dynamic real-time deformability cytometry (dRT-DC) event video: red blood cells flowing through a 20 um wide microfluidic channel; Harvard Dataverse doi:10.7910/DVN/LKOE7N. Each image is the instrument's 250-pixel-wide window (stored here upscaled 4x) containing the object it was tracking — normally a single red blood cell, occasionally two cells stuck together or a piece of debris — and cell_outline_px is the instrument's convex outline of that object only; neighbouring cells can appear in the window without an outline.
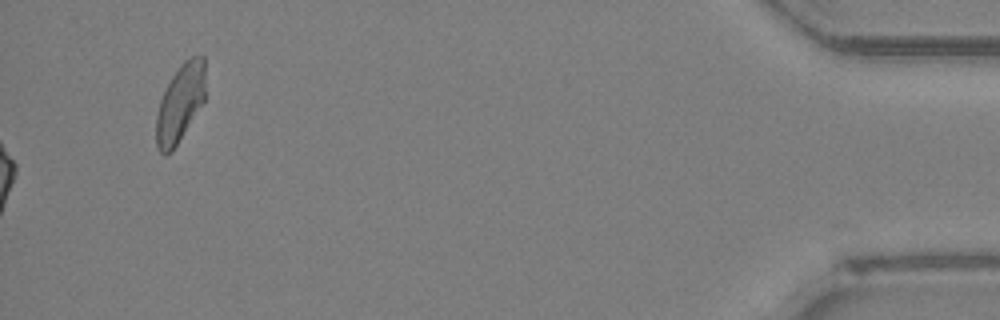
{"species": "Egyptian fruit bat (a non-hibernating species)", "species_latin": "Rousettus aegyptiacus", "temperature_condition": "room temperature", "stored_images_in_passage": 50, "camera_frame_rate_fps": 3000, "um_per_image_px": 0.085, "animal": {"sex": "female"}, "frame": {"image": 1, "passage_image": 50, "time_ms": 16.333, "image_size_px": [1000, 320], "cell_outline_px": [[204, 100], [172, 152], [164, 156], [156, 148], [156, 116], [160, 100], [172, 76], [180, 64], [188, 56], [204, 56]], "centroid_in_image_um": [15.28, 8.78], "position_along_channel_um": 419.9, "area_um2": 22.08}, "authors_computed_cell_mechanics": {"area_um2": 21.1548, "velocity_mm_per_s": 4.2208, "shape_relaxation_time_tau1_ms": null, "shape_relaxation_time_tau2_ms": 7.0094, "deformation_change_tau1": null, "deformation_change_tau2": 0.1727}}